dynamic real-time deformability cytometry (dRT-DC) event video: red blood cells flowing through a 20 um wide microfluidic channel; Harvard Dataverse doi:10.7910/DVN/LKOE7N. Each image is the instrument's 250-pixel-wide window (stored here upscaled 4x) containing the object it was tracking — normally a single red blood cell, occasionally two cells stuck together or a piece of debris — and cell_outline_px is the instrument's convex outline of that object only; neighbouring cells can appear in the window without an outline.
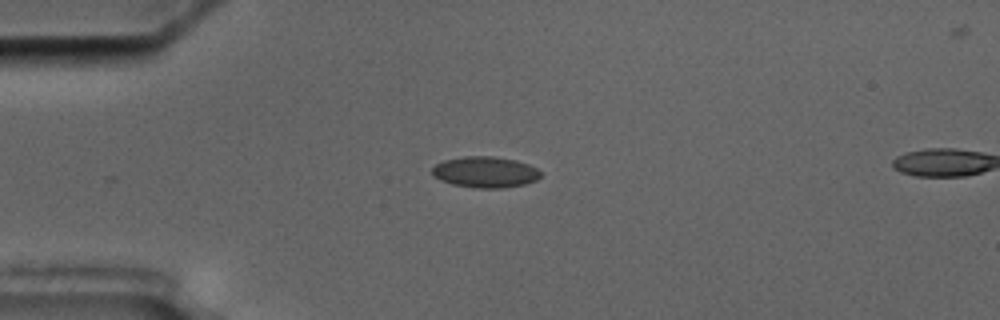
{"species": "common noctule bat (a hibernating species)", "species_latin": "Nyctalus noctula", "temperature_condition": "cold", "stored_images_in_passage": 6, "camera_frame_rate_fps": 3000, "um_per_image_px": 0.085, "animal": {"sex": "male", "body_mass_g": 17.5, "forearm_length_mm": 52.3}, "frame": {"image": 1, "passage_image": 1, "time_ms": 0.0, "image_size_px": [1000, 320], "cell_outline_px": [[540, 176], [536, 180], [524, 184], [504, 188], [476, 188], [452, 184], [440, 180], [432, 176], [432, 168], [436, 164], [444, 160], [464, 156], [492, 156], [516, 160], [528, 164], [536, 168], [540, 172]], "centroid_in_image_um": [41.22, 14.63], "position_along_channel_um": 43.8, "area_um2": 19.65}}
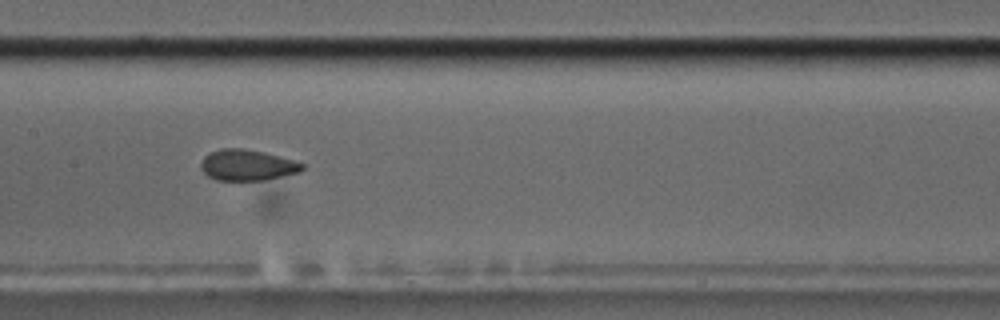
{"frame": {"image": 2, "passage_image": 5, "time_ms": 4.667, "image_size_px": [1000, 320], "cell_outline_px": [[304, 168], [300, 172], [264, 180], [216, 180], [208, 176], [200, 168], [200, 164], [204, 156], [220, 148], [244, 148], [264, 152], [292, 160], [304, 164]], "centroid_in_image_um": [20.99, 14.03], "position_along_channel_um": 186.4, "area_um2": 18.21}}
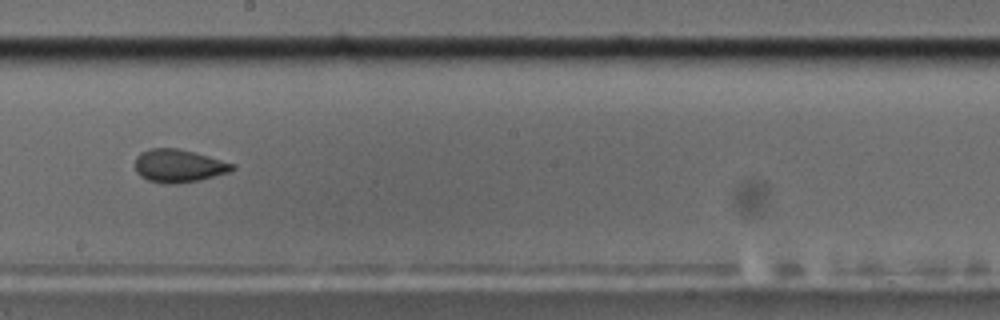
{"frame": {"image": 3, "passage_image": 6, "time_ms": 6.0, "image_size_px": [1000, 320], "cell_outline_px": [[236, 168], [228, 172], [200, 180], [180, 184], [164, 184], [148, 180], [140, 176], [136, 172], [136, 156], [140, 152], [152, 148], [176, 148], [208, 156], [236, 164]], "centroid_in_image_um": [15.18, 14.11], "position_along_channel_um": 233.0, "area_um2": 18.73}}